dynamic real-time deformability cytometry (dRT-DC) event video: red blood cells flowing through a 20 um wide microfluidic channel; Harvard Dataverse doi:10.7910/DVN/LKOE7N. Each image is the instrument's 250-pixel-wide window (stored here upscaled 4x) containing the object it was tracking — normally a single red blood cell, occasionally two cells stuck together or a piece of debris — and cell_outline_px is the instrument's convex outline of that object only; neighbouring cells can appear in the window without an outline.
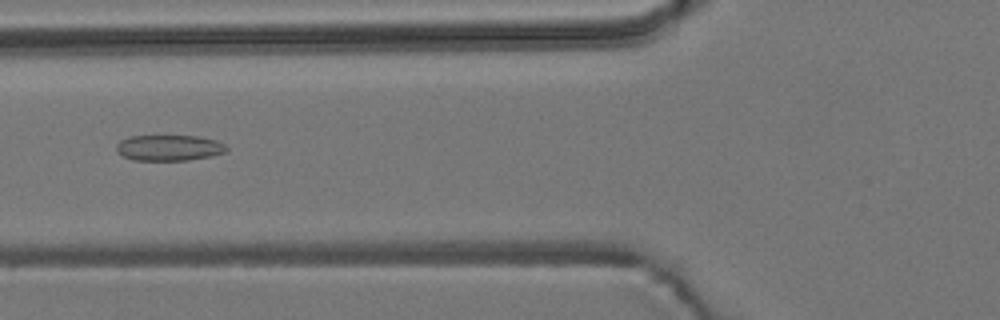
{"species": "common noctule bat (a hibernating species)", "species_latin": "Nyctalus noctula", "temperature_condition": "room temperature", "stored_images_in_passage": 6, "camera_frame_rate_fps": 3000, "um_per_image_px": 0.085, "animal": {"sex": "male", "body_mass_g": 19.2, "forearm_length_mm": 51.8}, "frame": {"image": 1, "passage_image": 6, "time_ms": 1.667, "image_size_px": [1000, 320], "cell_outline_px": [[228, 148], [224, 152], [212, 156], [188, 160], [132, 160], [124, 156], [116, 148], [116, 144], [120, 140], [128, 136], [200, 136], [216, 140], [224, 144]], "centroid_in_image_um": [14.37, 12.56], "position_along_channel_um": 111.4, "area_um2": 16.53}}